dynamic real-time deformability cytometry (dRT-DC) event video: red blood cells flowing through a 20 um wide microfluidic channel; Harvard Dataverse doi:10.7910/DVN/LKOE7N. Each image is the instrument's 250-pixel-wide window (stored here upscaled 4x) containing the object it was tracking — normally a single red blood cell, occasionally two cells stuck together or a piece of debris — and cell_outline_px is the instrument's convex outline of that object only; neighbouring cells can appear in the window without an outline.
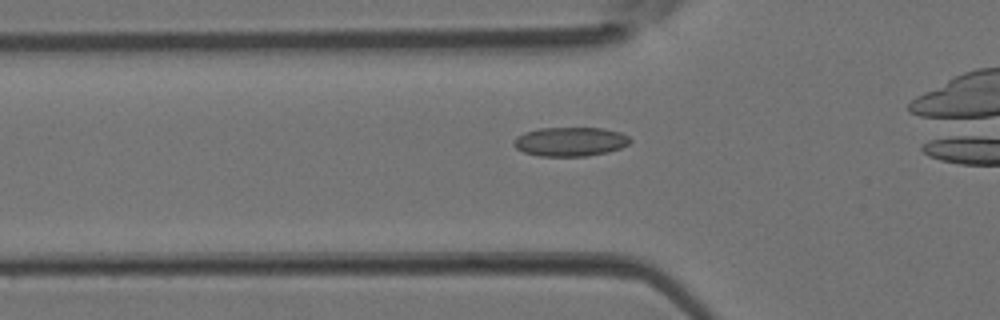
{"species": "Egyptian fruit bat (a non-hibernating species)", "species_latin": "Rousettus aegyptiacus", "temperature_condition": "room temperature", "stored_images_in_passage": 3, "camera_frame_rate_fps": 3000, "um_per_image_px": 0.085, "animal": {"sex": "female"}, "frame": {"image": 1, "passage_image": 2, "time_ms": 0.333, "image_size_px": [1000, 320], "cell_outline_px": [[632, 140], [628, 144], [620, 148], [608, 152], [584, 156], [540, 156], [524, 152], [516, 148], [512, 144], [512, 140], [516, 136], [524, 132], [540, 128], [600, 128], [620, 132], [628, 136]], "centroid_in_image_um": [48.44, 12.04], "position_along_channel_um": 77.4, "area_um2": 19.77}}